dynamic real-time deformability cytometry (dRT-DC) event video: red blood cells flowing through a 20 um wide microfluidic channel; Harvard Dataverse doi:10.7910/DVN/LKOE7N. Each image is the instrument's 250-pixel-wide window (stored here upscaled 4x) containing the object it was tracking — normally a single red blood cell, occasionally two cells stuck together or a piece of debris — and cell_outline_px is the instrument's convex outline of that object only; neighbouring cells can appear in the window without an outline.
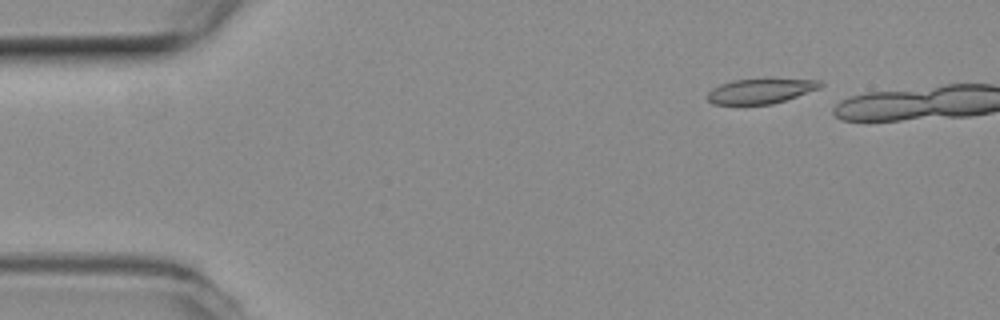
{"species": "common noctule bat (a hibernating species)", "species_latin": "Nyctalus noctula", "temperature_condition": "room temperature", "stored_images_in_passage": 4, "camera_frame_rate_fps": 3000, "um_per_image_px": 0.085, "animal": {"sex": "female", "body_mass_g": 19.3, "forearm_length_mm": 54.1}, "frame": {"image": 1, "passage_image": 2, "time_ms": 0.333, "image_size_px": [1000, 320], "cell_outline_px": [[824, 84], [820, 88], [772, 104], [712, 104], [708, 100], [708, 92], [712, 88], [720, 84], [732, 80], [820, 80]], "centroid_in_image_um": [64.61, 7.75], "position_along_channel_um": 20.4, "area_um2": 15.9}}